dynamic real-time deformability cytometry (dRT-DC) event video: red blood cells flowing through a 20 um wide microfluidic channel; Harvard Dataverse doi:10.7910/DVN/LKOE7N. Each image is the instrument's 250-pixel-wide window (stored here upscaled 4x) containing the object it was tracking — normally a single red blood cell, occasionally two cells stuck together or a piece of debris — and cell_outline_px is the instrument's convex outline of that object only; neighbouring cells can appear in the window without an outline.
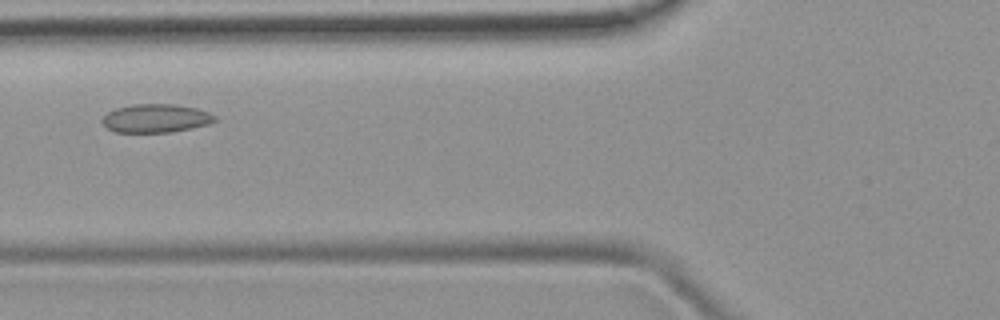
{"species": "common noctule bat (a hibernating species)", "species_latin": "Nyctalus noctula", "temperature_condition": "room temperature", "stored_images_in_passage": 5, "camera_frame_rate_fps": 3000, "um_per_image_px": 0.085, "animal": {"sex": "female", "body_mass_g": 19.9}, "frame": {"image": 1, "passage_image": 3, "time_ms": 3.333, "image_size_px": [1000, 320], "cell_outline_px": [[216, 120], [208, 124], [172, 132], [116, 132], [108, 128], [104, 124], [104, 116], [108, 112], [116, 108], [132, 104], [176, 104], [196, 108], [208, 112], [216, 116]], "centroid_in_image_um": [13.27, 10.05], "position_along_channel_um": 112.5, "area_um2": 18.5}}
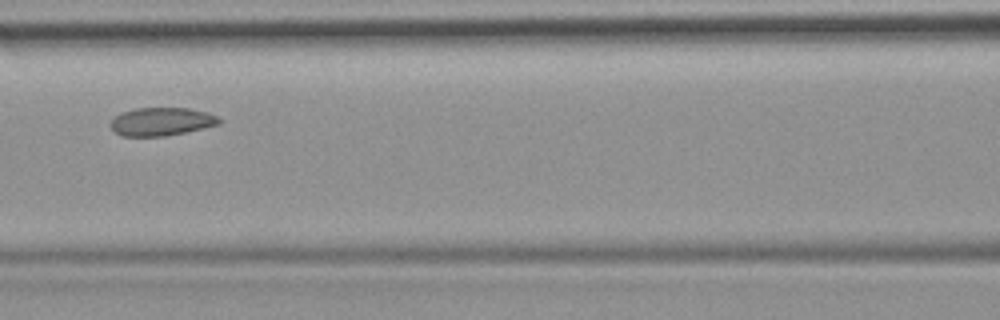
{"frame": {"image": 2, "passage_image": 4, "time_ms": 4.333, "image_size_px": [1000, 320], "cell_outline_px": [[224, 120], [220, 124], [184, 132], [164, 136], [120, 136], [112, 128], [112, 120], [120, 112], [136, 108], [188, 108], [208, 112]], "centroid_in_image_um": [13.75, 10.33], "position_along_channel_um": 152.8, "area_um2": 17.74}}
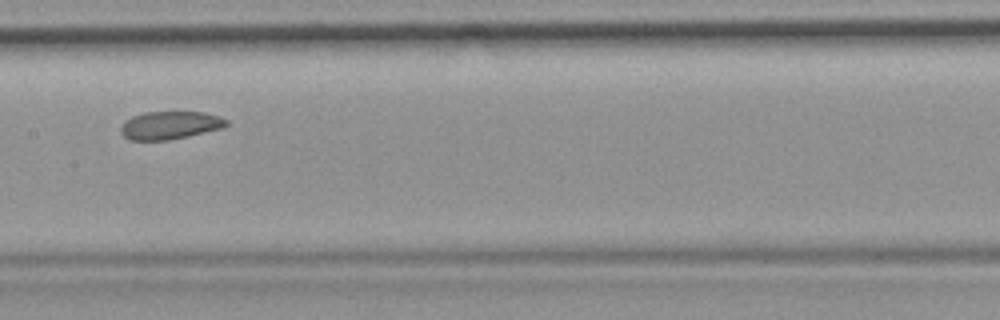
{"frame": {"image": 3, "passage_image": 5, "time_ms": 5.333, "image_size_px": [1000, 320], "cell_outline_px": [[228, 124], [224, 128], [188, 136], [168, 140], [128, 140], [120, 132], [120, 128], [124, 120], [132, 116], [144, 112], [204, 112], [220, 116], [228, 120]], "centroid_in_image_um": [14.45, 10.64], "position_along_channel_um": 193.0, "area_um2": 17.4}}